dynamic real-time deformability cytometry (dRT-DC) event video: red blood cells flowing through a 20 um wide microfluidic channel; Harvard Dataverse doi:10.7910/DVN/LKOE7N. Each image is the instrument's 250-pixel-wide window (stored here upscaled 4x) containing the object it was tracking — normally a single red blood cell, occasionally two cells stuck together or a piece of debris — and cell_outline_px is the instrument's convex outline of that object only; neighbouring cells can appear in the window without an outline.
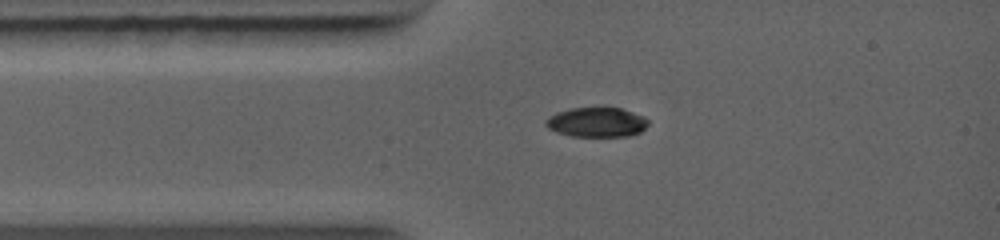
{"species": "common noctule bat (a hibernating species)", "species_latin": "Nyctalus noctula", "temperature_condition": "warm", "stored_images_in_passage": 29, "camera_frame_rate_fps": 5000, "um_per_image_px": 0.085, "animal": {"sex": "female", "body_mass_g": 19.0, "forearm_length_mm": 56.7}, "frame": {"image": 1, "passage_image": 1, "time_ms": 0.0, "image_size_px": [1000, 240], "cell_outline_px": [[648, 124], [640, 132], [628, 136], [572, 136], [556, 132], [548, 128], [544, 124], [544, 120], [556, 112], [572, 108], [620, 108], [644, 116], [648, 120]], "centroid_in_image_um": [50.69, 10.39], "position_along_channel_um": 34.3, "area_um2": 17.63}}
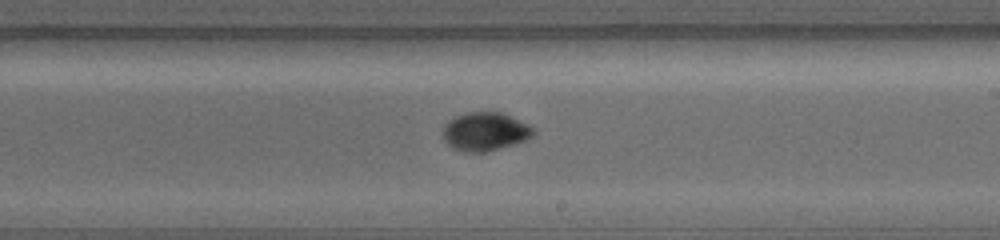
{"frame": {"image": 2, "passage_image": 13, "time_ms": 4.6, "image_size_px": [1000, 240], "cell_outline_px": [[536, 132], [532, 136], [524, 140], [512, 144], [484, 152], [468, 152], [452, 148], [444, 140], [444, 128], [448, 120], [456, 116], [468, 112], [500, 112], [528, 124], [536, 128]], "centroid_in_image_um": [41.24, 11.17], "position_along_channel_um": 247.8, "area_um2": 20.0}}
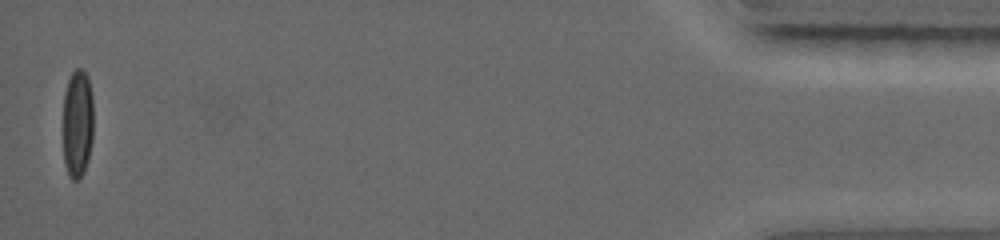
{"frame": {"image": 3, "passage_image": 29, "time_ms": 11.0, "image_size_px": [1000, 240], "cell_outline_px": [[92, 140], [88, 160], [84, 172], [80, 180], [72, 180], [68, 176], [64, 164], [64, 96], [68, 80], [72, 72], [76, 68], [80, 68], [88, 76], [92, 96]], "centroid_in_image_um": [6.59, 10.54], "position_along_channel_um": 428.6, "area_um2": 19.31}}